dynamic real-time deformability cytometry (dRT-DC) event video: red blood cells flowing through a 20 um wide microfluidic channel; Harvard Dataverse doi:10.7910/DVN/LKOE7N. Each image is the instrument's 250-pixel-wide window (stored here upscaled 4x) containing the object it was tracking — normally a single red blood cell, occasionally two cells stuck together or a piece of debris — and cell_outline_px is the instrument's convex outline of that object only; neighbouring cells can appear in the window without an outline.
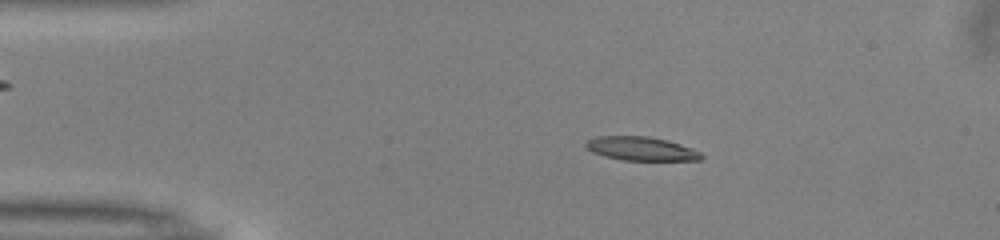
{"species": "common noctule bat (a hibernating species)", "species_latin": "Nyctalus noctula", "temperature_condition": "warm", "stored_images_in_passage": 50, "camera_frame_rate_fps": 3000, "um_per_image_px": 0.085, "animal": {"sex": "male", "body_mass_g": 13.0, "forearm_length_mm": 53.1}, "frame": {"image": 1, "passage_image": 9, "time_ms": 2.667, "image_size_px": [1000, 240], "cell_outline_px": [[704, 156], [700, 160], [624, 160], [604, 156], [592, 152], [584, 144], [588, 140], [596, 136], [648, 136], [668, 140], [692, 148], [700, 152]], "centroid_in_image_um": [54.5, 12.63], "position_along_channel_um": 30.5, "area_um2": 15.95}}
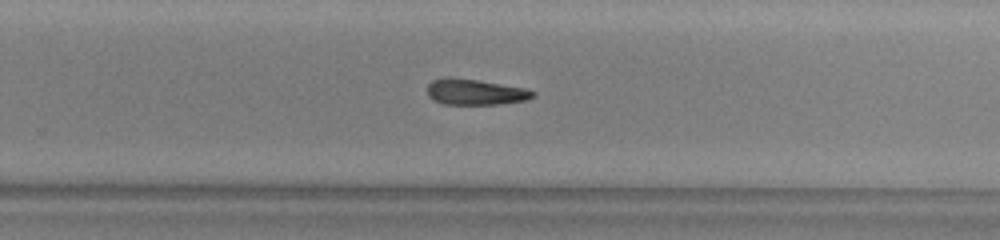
{"frame": {"image": 2, "passage_image": 32, "time_ms": 10.333, "image_size_px": [1000, 240], "cell_outline_px": [[536, 96], [528, 100], [500, 104], [444, 104], [428, 96], [428, 84], [432, 80], [448, 76], [476, 80], [524, 88], [536, 92]], "centroid_in_image_um": [40.41, 7.82], "position_along_channel_um": 289.4, "area_um2": 15.84}}
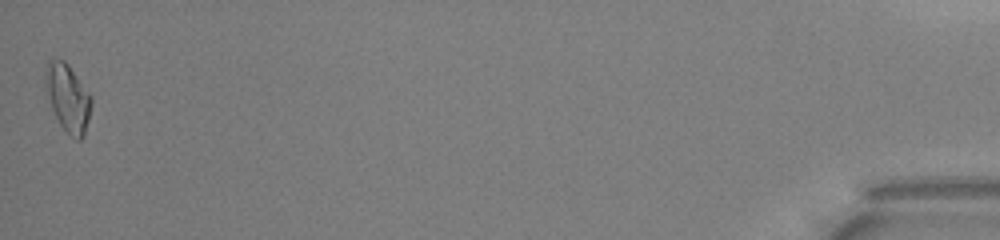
{"frame": {"image": 3, "passage_image": 50, "time_ms": 16.333, "image_size_px": [1000, 240], "cell_outline_px": [[92, 104], [84, 136], [80, 140], [76, 140], [68, 136], [60, 124], [52, 108], [44, 84], [44, 68], [48, 60], [52, 56], [64, 60], [68, 64], [92, 96]], "centroid_in_image_um": [5.75, 8.28], "position_along_channel_um": 429.5, "area_um2": 18.5}, "authors_computed_cell_mechanics": {"area_um2": 16.473, "velocity_mm_per_s": 4.0326, "shape_relaxation_time_tau1_ms": 9.8494, "shape_relaxation_time_tau2_ms": null, "deformation_change_tau1": 0.259, "deformation_change_tau2": null}}